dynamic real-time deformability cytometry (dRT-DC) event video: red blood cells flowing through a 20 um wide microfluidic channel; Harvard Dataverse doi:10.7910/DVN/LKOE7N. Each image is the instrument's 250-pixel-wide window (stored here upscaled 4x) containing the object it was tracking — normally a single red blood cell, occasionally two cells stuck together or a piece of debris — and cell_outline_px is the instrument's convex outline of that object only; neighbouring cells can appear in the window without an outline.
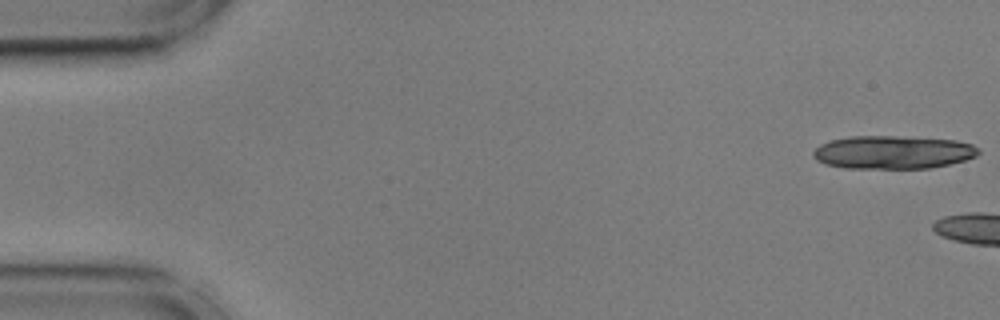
{"species": "common noctule bat (a hibernating species)", "species_latin": "Nyctalus noctula", "temperature_condition": "cold", "stored_images_in_passage": 7, "camera_frame_rate_fps": 3000, "um_per_image_px": 0.085, "animal": {"sex": "male", "body_mass_g": 17.9, "forearm_length_mm": 54.2}, "frame": {"image": 1, "passage_image": 1, "time_ms": 0.0, "image_size_px": [1000, 320], "cell_outline_px": [[980, 152], [976, 156], [964, 160], [948, 164], [928, 168], [844, 168], [824, 164], [816, 160], [812, 156], [812, 152], [820, 144], [828, 140], [848, 136], [892, 136], [956, 140], [972, 144], [980, 148]], "centroid_in_image_um": [75.86, 12.94], "position_along_channel_um": 9.1, "area_um2": 32.14}}